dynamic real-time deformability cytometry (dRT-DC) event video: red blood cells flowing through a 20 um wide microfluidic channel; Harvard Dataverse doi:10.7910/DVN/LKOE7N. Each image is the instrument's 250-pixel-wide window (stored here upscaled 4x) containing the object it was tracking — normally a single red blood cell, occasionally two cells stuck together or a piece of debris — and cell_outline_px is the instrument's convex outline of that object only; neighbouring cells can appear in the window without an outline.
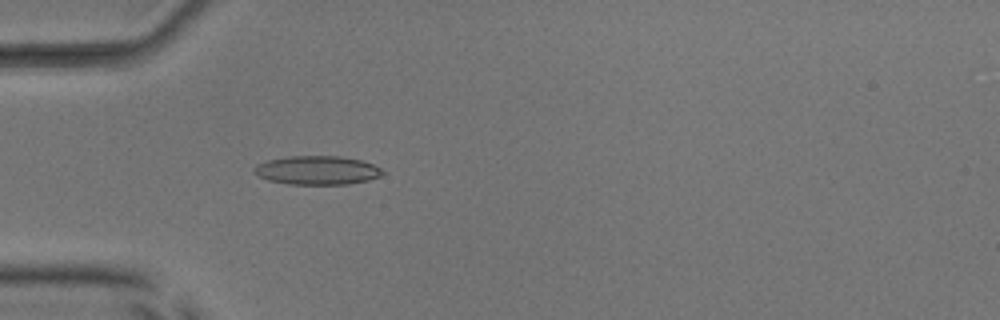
{"species": "common noctule bat (a hibernating species)", "species_latin": "Nyctalus noctula", "temperature_condition": "room temperature", "stored_images_in_passage": 46, "camera_frame_rate_fps": 3000, "um_per_image_px": 0.085, "animal": {"sex": "male", "body_mass_g": 17.9, "forearm_length_mm": 54.2}, "frame": {"image": 1, "passage_image": 11, "time_ms": 3.333, "image_size_px": [1000, 320], "cell_outline_px": [[384, 172], [380, 176], [368, 180], [344, 184], [288, 184], [268, 180], [252, 172], [252, 168], [256, 164], [268, 160], [288, 156], [340, 156], [360, 160], [372, 164], [380, 168]], "centroid_in_image_um": [26.91, 14.47], "position_along_channel_um": 58.1, "area_um2": 21.44}}
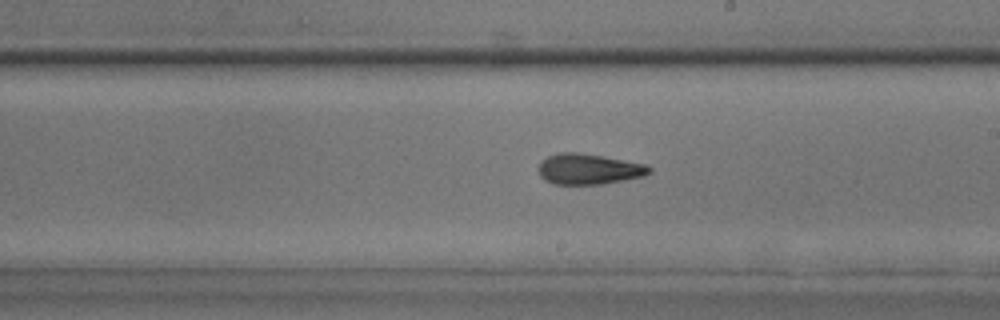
{"frame": {"image": 2, "passage_image": 25, "time_ms": 8.0, "image_size_px": [1000, 320], "cell_outline_px": [[652, 172], [644, 176], [624, 180], [600, 184], [552, 184], [544, 180], [540, 176], [540, 160], [548, 156], [560, 152], [576, 152], [600, 156], [644, 164], [652, 168]], "centroid_in_image_um": [50.02, 14.38], "position_along_channel_um": 239.0, "area_um2": 19.59}}
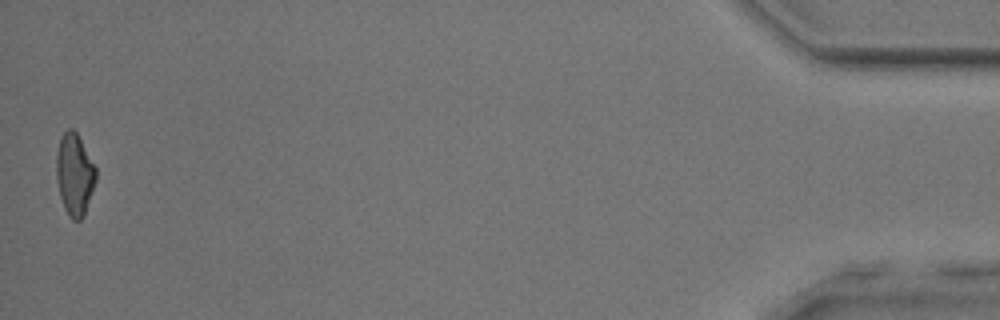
{"frame": {"image": 3, "passage_image": 46, "time_ms": 15.0, "image_size_px": [1000, 320], "cell_outline_px": [[96, 180], [84, 216], [80, 220], [72, 220], [68, 216], [64, 208], [60, 196], [56, 176], [56, 152], [60, 140], [64, 132], [68, 128], [72, 128], [76, 132], [96, 168]], "centroid_in_image_um": [6.33, 14.85], "position_along_channel_um": 428.9, "area_um2": 18.79}, "authors_computed_cell_mechanics": {"area_um2": 19.7098, "velocity_mm_per_s": 4.0157, "shape_relaxation_time_tau1_ms": null, "shape_relaxation_time_tau2_ms": 2.1856, "deformation_change_tau1": null, "deformation_change_tau2": 0.1017}}